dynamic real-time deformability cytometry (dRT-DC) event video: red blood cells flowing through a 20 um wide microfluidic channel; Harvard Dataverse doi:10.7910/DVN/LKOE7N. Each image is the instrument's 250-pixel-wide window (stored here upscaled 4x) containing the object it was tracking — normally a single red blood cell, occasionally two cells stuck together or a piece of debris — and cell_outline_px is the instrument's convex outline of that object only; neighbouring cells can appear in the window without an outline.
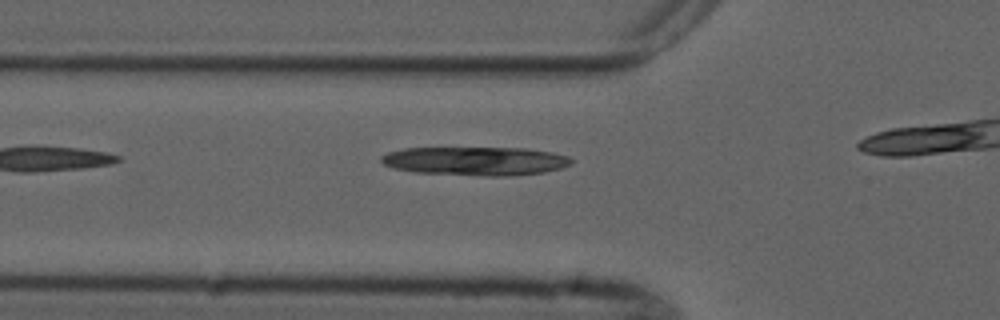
{"species": "common noctule bat (a hibernating species)", "species_latin": "Nyctalus noctula", "temperature_condition": "cold", "stored_images_in_passage": 5, "camera_frame_rate_fps": 3000, "um_per_image_px": 0.085, "animal": {"sex": "male", "forearm_length_mm": 52.5}, "frame": {"image": 1, "passage_image": 4, "time_ms": 3.667, "image_size_px": [1000, 320], "cell_outline_px": [[572, 164], [560, 168], [544, 172], [508, 176], [484, 176], [416, 172], [392, 168], [384, 164], [380, 160], [380, 156], [388, 152], [404, 148], [524, 148], [552, 152], [568, 156], [572, 160]], "centroid_in_image_um": [40.4, 13.69], "position_along_channel_um": 85.4, "area_um2": 31.79}}